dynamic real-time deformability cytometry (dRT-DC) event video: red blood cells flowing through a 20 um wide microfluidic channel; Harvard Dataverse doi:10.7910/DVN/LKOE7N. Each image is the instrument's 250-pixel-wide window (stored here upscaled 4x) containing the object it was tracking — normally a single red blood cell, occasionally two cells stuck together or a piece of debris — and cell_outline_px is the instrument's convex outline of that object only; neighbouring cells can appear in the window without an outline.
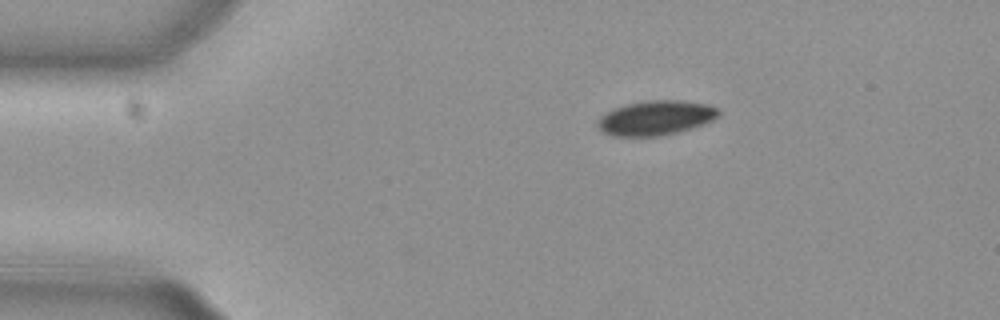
{"species": "common noctule bat (a hibernating species)", "species_latin": "Nyctalus noctula", "temperature_condition": "cold", "stored_images_in_passage": 11, "camera_frame_rate_fps": 3000, "um_per_image_px": 0.085, "animal": {"sex": "female", "body_mass_g": 29.2, "forearm_length_mm": 56.3}, "frame": {"image": 1, "passage_image": 1, "time_ms": 0.0, "image_size_px": [1000, 320], "cell_outline_px": [[720, 112], [712, 120], [704, 124], [692, 128], [660, 136], [612, 136], [604, 132], [596, 124], [600, 116], [616, 108], [628, 104], [648, 100], [680, 100], [708, 104], [716, 108]], "centroid_in_image_um": [55.74, 10.02], "position_along_channel_um": 29.3, "area_um2": 24.1}}
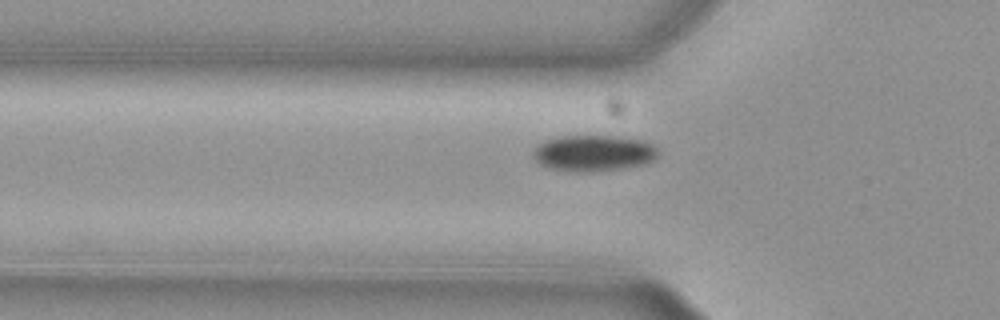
{"frame": {"image": 2, "passage_image": 9, "time_ms": 2.667, "image_size_px": [1000, 320], "cell_outline_px": [[660, 152], [652, 160], [644, 164], [624, 168], [596, 172], [576, 172], [548, 168], [540, 164], [532, 156], [532, 152], [544, 140], [564, 136], [616, 136], [644, 140], [652, 144]], "centroid_in_image_um": [50.46, 13.02], "position_along_channel_um": 75.3, "area_um2": 26.47}}